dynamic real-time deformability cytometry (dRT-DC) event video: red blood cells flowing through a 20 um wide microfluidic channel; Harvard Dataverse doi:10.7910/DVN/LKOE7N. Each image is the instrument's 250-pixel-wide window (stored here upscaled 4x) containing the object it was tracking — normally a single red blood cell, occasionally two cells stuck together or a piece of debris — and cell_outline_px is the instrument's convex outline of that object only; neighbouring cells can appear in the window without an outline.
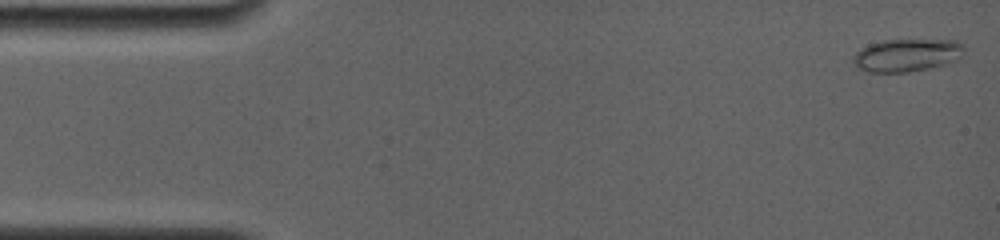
{"species": "common noctule bat (a hibernating species)", "species_latin": "Nyctalus noctula", "temperature_condition": "room temperature", "stored_images_in_passage": 7, "camera_frame_rate_fps": 4000, "um_per_image_px": 0.085, "animal": {"sex": "female", "body_mass_g": 19.0, "forearm_length_mm": 56.7}, "frame": {"image": 1, "passage_image": 1, "time_ms": 0.0, "image_size_px": [1000, 240], "cell_outline_px": [[964, 52], [960, 56], [952, 60], [928, 68], [908, 72], [868, 72], [860, 68], [852, 60], [856, 52], [868, 44], [884, 40], [952, 40], [964, 44]], "centroid_in_image_um": [77.05, 4.68], "position_along_channel_um": 8.0, "area_um2": 20.75}}
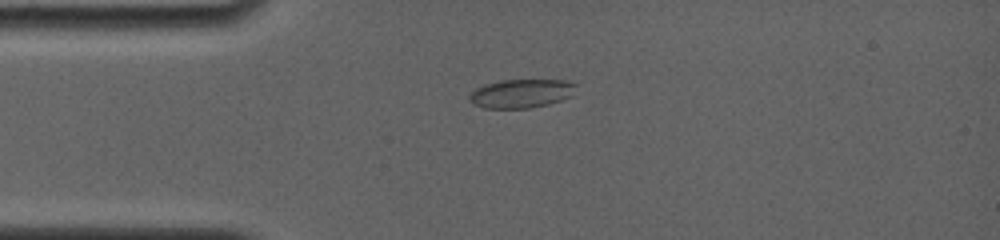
{"frame": {"image": 2, "passage_image": 5, "time_ms": 3.5, "image_size_px": [1000, 240], "cell_outline_px": [[576, 84], [572, 96], [548, 104], [532, 108], [484, 108], [472, 104], [468, 100], [468, 96], [476, 88], [500, 80], [564, 80]], "centroid_in_image_um": [44.29, 7.95], "position_along_channel_um": 40.7, "area_um2": 17.8}}
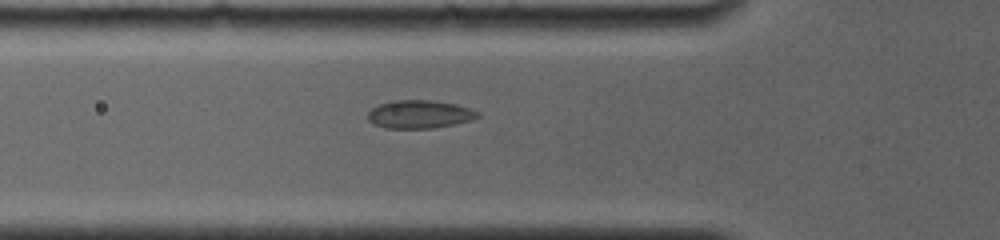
{"frame": {"image": 3, "passage_image": 7, "time_ms": 5.25, "image_size_px": [1000, 240], "cell_outline_px": [[480, 116], [472, 120], [432, 128], [384, 128], [372, 124], [368, 120], [368, 112], [372, 108], [380, 104], [392, 100], [428, 100], [456, 104], [468, 108], [476, 112]], "centroid_in_image_um": [35.6, 9.71], "position_along_channel_um": 90.2, "area_um2": 17.86}}